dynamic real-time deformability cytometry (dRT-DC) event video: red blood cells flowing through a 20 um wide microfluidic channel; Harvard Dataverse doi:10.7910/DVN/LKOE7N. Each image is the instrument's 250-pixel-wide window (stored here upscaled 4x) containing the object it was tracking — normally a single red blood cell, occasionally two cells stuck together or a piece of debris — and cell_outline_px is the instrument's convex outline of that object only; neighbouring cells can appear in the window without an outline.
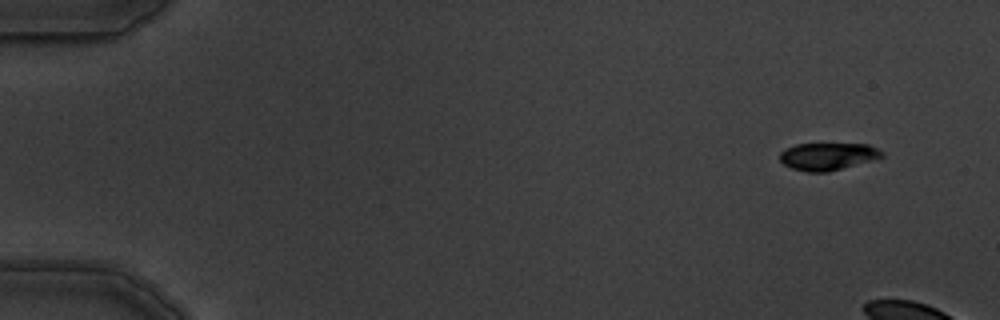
{"species": "common noctule bat (a hibernating species)", "species_latin": "Nyctalus noctula", "temperature_condition": "warm", "stored_images_in_passage": 3, "camera_frame_rate_fps": 3000, "um_per_image_px": 0.085, "animal": {"sex": "male", "body_mass_g": 19.5, "forearm_length_mm": 54.6}, "frame": {"image": 1, "passage_image": 1, "time_ms": 0.0, "image_size_px": [1000, 320], "cell_outline_px": [[884, 156], [828, 172], [808, 172], [792, 168], [784, 164], [780, 160], [780, 152], [796, 144], [868, 144], [884, 152]], "centroid_in_image_um": [70.35, 13.29], "position_along_channel_um": 14.7, "area_um2": 16.01}}